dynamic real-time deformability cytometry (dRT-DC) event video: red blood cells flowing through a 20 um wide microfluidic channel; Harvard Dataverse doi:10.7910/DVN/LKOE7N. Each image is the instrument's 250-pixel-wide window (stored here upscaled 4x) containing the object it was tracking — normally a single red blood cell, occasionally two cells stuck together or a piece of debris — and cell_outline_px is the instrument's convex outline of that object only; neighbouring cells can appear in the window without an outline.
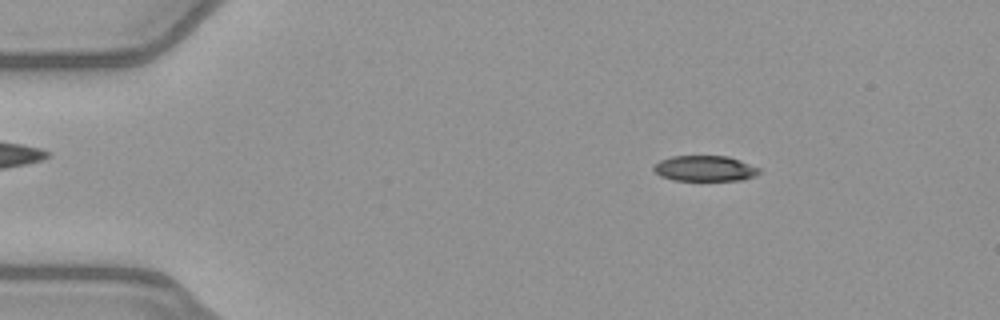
{"species": "common noctule bat (a hibernating species)", "species_latin": "Nyctalus noctula", "temperature_condition": "warm", "stored_images_in_passage": 51, "camera_frame_rate_fps": 3000, "um_per_image_px": 0.085, "animal": {"sex": "female", "body_mass_g": 21.9}, "frame": {"image": 1, "passage_image": 8, "time_ms": 2.333, "image_size_px": [1000, 320], "cell_outline_px": [[760, 172], [756, 176], [740, 180], [672, 180], [660, 176], [652, 168], [660, 160], [672, 156], [728, 156], [740, 160], [760, 168]], "centroid_in_image_um": [59.92, 14.32], "position_along_channel_um": 25.1, "area_um2": 15.72}}
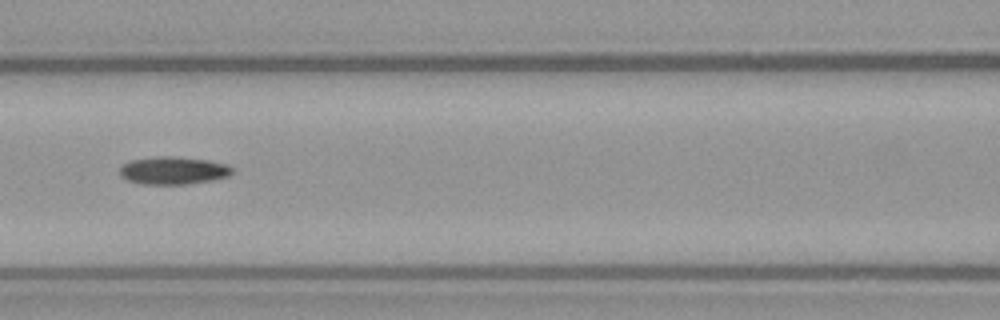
{"frame": {"image": 2, "passage_image": 23, "time_ms": 7.333, "image_size_px": [1000, 320], "cell_outline_px": [[236, 172], [228, 176], [212, 180], [184, 184], [140, 184], [128, 180], [120, 176], [120, 168], [124, 164], [132, 160], [156, 156], [172, 156], [208, 160], [228, 164], [236, 168]], "centroid_in_image_um": [14.79, 14.49], "position_along_channel_um": 151.8, "area_um2": 18.32}}
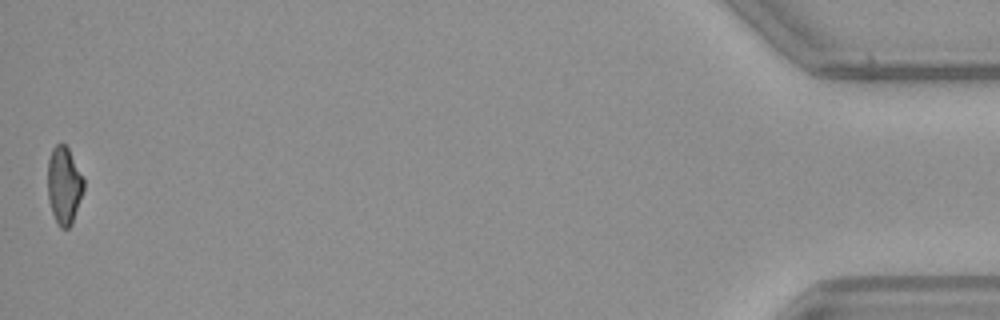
{"frame": {"image": 3, "passage_image": 51, "time_ms": 16.667, "image_size_px": [1000, 320], "cell_outline_px": [[84, 188], [72, 224], [68, 228], [60, 228], [56, 224], [48, 200], [48, 160], [52, 148], [56, 144], [64, 144], [68, 148], [84, 180]], "centroid_in_image_um": [5.43, 15.78], "position_along_channel_um": 429.8, "area_um2": 16.18}, "authors_computed_cell_mechanics": {"area_um2": 17.2244, "velocity_mm_per_s": 4.0397, "shape_relaxation_time_tau1_ms": 10.7772, "shape_relaxation_time_tau2_ms": 7.8703, "deformation_change_tau1": 0.2434, "deformation_change_tau2": 0.1758}}